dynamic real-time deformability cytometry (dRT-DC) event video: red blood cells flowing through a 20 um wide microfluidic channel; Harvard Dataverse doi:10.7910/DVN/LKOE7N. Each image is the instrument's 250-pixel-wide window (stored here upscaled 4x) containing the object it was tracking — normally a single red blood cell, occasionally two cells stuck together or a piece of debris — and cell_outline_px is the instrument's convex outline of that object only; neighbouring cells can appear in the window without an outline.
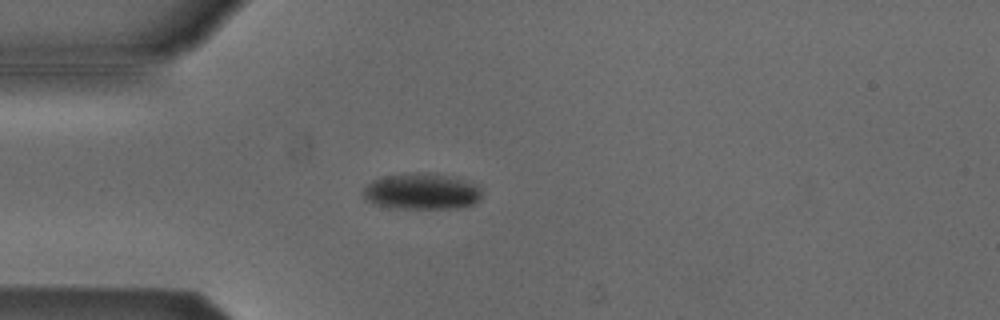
{"species": "Egyptian fruit bat (a non-hibernating species)", "species_latin": "Rousettus aegyptiacus", "temperature_condition": "cold", "stored_images_in_passage": 53, "camera_frame_rate_fps": 3000, "um_per_image_px": 0.085, "animal": {"sex": "male"}, "frame": {"image": 1, "passage_image": 14, "time_ms": 4.333, "image_size_px": [1000, 320], "cell_outline_px": [[480, 200], [472, 204], [456, 208], [392, 208], [364, 200], [364, 188], [372, 180], [384, 176], [412, 172], [428, 172], [476, 184], [480, 188]], "centroid_in_image_um": [35.8, 16.27], "position_along_channel_um": 49.2, "area_um2": 24.68}}
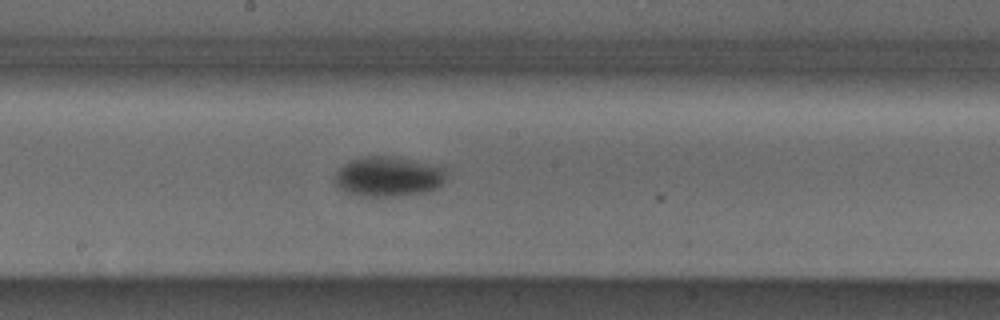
{"frame": {"image": 2, "passage_image": 28, "time_ms": 9.0, "image_size_px": [1000, 320], "cell_outline_px": [[448, 176], [436, 188], [428, 192], [400, 196], [360, 196], [344, 192], [336, 184], [332, 176], [344, 164], [352, 160], [364, 156], [388, 156], [448, 168]], "centroid_in_image_um": [33.0, 15.03], "position_along_channel_um": 215.2, "area_um2": 26.07}}
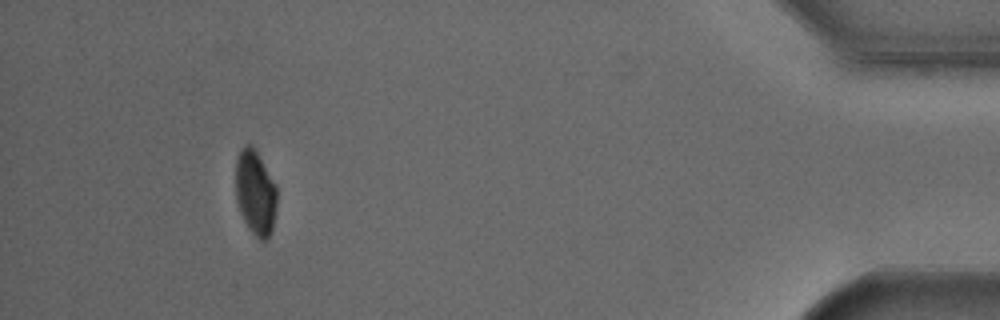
{"frame": {"image": 3, "passage_image": 49, "time_ms": 16.0, "image_size_px": [1000, 320], "cell_outline_px": [[276, 208], [272, 232], [268, 240], [260, 240], [248, 228], [240, 212], [236, 200], [236, 156], [240, 148], [244, 144], [252, 144], [276, 184]], "centroid_in_image_um": [21.7, 16.36], "position_along_channel_um": 413.5, "area_um2": 20.63}, "authors_computed_cell_mechanics": {"area_um2": 23.2934, "velocity_mm_per_s": 3.8087, "shape_relaxation_time_tau1_ms": 10.5153, "shape_relaxation_time_tau2_ms": null, "deformation_change_tau1": 0.1571, "deformation_change_tau2": null}}